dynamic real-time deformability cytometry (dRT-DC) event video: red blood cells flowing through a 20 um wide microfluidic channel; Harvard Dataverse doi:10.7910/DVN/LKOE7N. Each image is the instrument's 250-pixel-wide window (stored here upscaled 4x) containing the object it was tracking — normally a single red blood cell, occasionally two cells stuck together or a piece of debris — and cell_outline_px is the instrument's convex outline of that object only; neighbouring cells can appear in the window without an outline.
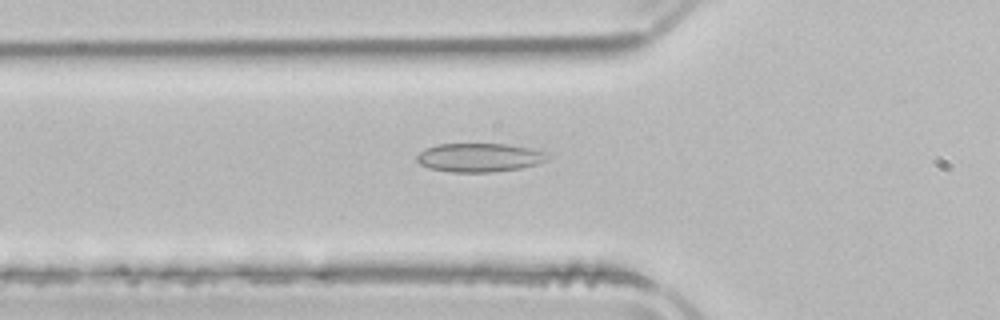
{"species": "common noctule bat (a hibernating species)", "species_latin": "Nyctalus noctula", "temperature_condition": "room temperature", "stored_images_in_passage": 51, "camera_frame_rate_fps": 3000, "um_per_image_px": 0.085, "animal": {"sex": "male", "body_mass_g": 21.5, "forearm_length_mm": 52.0}, "frame": {"image": 1, "passage_image": 17, "time_ms": 5.333, "image_size_px": [1000, 320], "cell_outline_px": [[548, 156], [544, 160], [536, 164], [520, 168], [492, 172], [452, 172], [428, 168], [420, 164], [416, 160], [416, 156], [420, 152], [436, 144], [508, 144], [532, 148], [548, 152]], "centroid_in_image_um": [40.74, 13.38], "position_along_channel_um": 85.1, "area_um2": 21.85}}
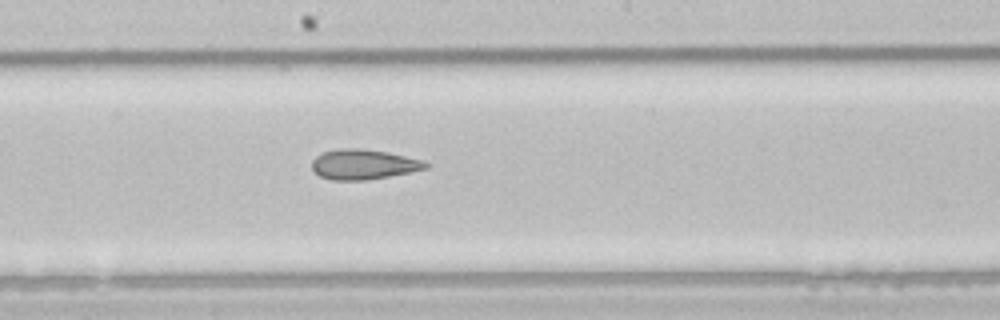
{"frame": {"image": 2, "passage_image": 27, "time_ms": 8.667, "image_size_px": [1000, 320], "cell_outline_px": [[428, 168], [388, 176], [364, 180], [332, 180], [320, 176], [312, 168], [312, 160], [316, 156], [324, 152], [340, 148], [360, 148], [388, 152], [424, 160], [428, 164]], "centroid_in_image_um": [30.89, 13.96], "position_along_channel_um": 217.3, "area_um2": 19.77}}
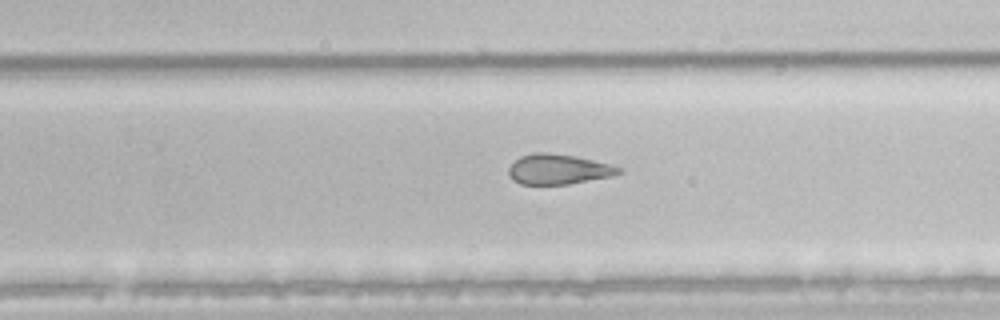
{"frame": {"image": 3, "passage_image": 32, "time_ms": 10.333, "image_size_px": [1000, 320], "cell_outline_px": [[624, 172], [612, 176], [568, 184], [520, 184], [512, 180], [508, 176], [508, 168], [520, 156], [532, 152], [544, 152], [576, 156], [624, 168]], "centroid_in_image_um": [47.45, 14.39], "position_along_channel_um": 282.3, "area_um2": 19.42}, "authors_computed_cell_mechanics": {"area_um2": 23.987, "velocity_mm_per_s": 3.9385, "shape_relaxation_time_tau1_ms": null, "shape_relaxation_time_tau2_ms": 4.1301, "deformation_change_tau1": null, "deformation_change_tau2": 0.1181}}